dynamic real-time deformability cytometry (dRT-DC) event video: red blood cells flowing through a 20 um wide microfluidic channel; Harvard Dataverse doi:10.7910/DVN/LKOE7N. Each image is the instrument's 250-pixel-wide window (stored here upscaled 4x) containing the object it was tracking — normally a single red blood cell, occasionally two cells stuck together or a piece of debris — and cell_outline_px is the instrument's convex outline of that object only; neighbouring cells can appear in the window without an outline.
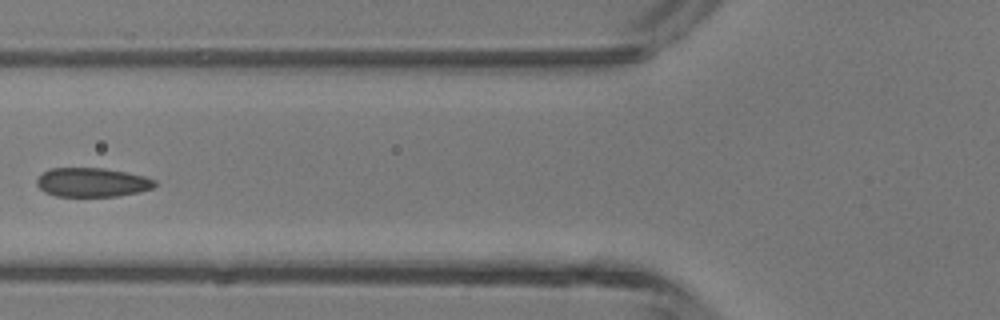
{"species": "common noctule bat (a hibernating species)", "species_latin": "Nyctalus noctula", "temperature_condition": "room temperature", "stored_images_in_passage": 6, "camera_frame_rate_fps": 3000, "um_per_image_px": 0.085, "animal": {"sex": "male", "body_mass_g": 13.3}, "frame": {"image": 1, "passage_image": 6, "time_ms": 5.667, "image_size_px": [1000, 320], "cell_outline_px": [[156, 184], [152, 188], [140, 192], [116, 196], [56, 196], [44, 192], [36, 184], [36, 180], [44, 172], [52, 168], [100, 168], [124, 172], [144, 176], [156, 180]], "centroid_in_image_um": [7.83, 15.51], "position_along_channel_um": 118.0, "area_um2": 19.83}}